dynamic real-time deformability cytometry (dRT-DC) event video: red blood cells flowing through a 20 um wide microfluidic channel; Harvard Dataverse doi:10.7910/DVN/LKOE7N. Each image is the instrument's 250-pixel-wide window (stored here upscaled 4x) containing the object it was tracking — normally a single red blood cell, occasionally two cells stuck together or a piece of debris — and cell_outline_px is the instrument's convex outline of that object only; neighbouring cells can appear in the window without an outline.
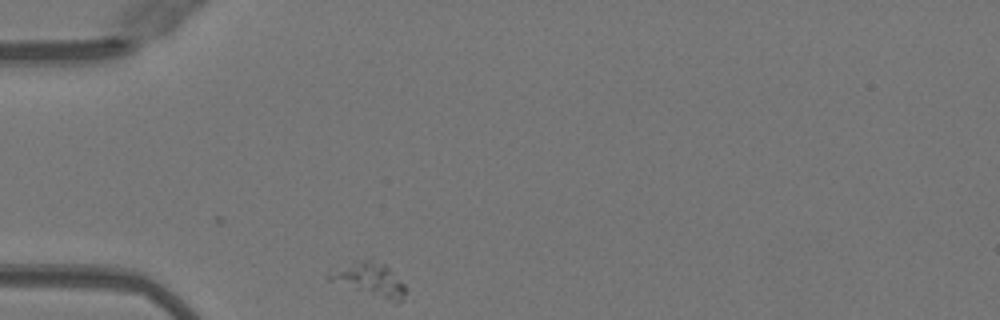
{"species": "Egyptian fruit bat (a non-hibernating species)", "species_latin": "Rousettus aegyptiacus", "temperature_condition": "warm", "stored_images_in_passage": 32, "camera_frame_rate_fps": 3000, "um_per_image_px": 0.085, "animal": {"sex": "female"}, "frame": {"image": 1, "passage_image": 1, "time_ms": 0.0, "image_size_px": [1000, 320], "cell_outline_px": [[408, 288], [404, 300], [396, 304], [328, 280], [328, 272], [356, 260], [368, 260], [384, 264]], "centroid_in_image_um": [31.49, 23.81], "position_along_channel_um": 53.5, "area_um2": 14.91}}
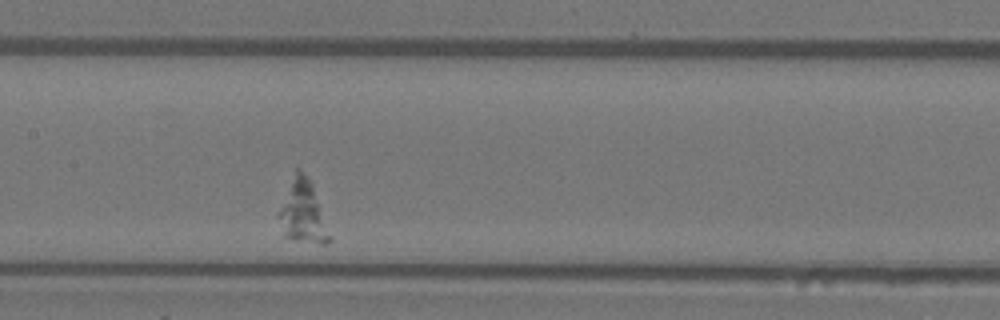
{"frame": {"image": 2, "passage_image": 13, "time_ms": 4.0, "image_size_px": [1000, 320], "cell_outline_px": [[332, 240], [328, 244], [320, 244], [284, 236], [276, 216], [296, 168], [300, 168], [312, 184]], "centroid_in_image_um": [25.73, 18.04], "position_along_channel_um": 181.7, "area_um2": 18.09}}
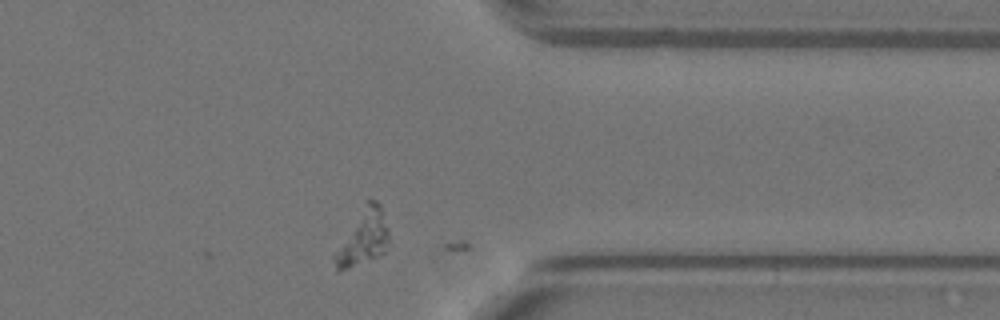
{"frame": {"image": 3, "passage_image": 30, "time_ms": 9.667, "image_size_px": [1000, 320], "cell_outline_px": [[388, 240], [384, 252], [376, 256], [348, 268], [336, 272], [332, 256], [332, 252], [368, 200], [376, 200], [380, 204], [388, 228]], "centroid_in_image_um": [30.81, 20.22], "position_along_channel_um": 380.6, "area_um2": 17.17}}